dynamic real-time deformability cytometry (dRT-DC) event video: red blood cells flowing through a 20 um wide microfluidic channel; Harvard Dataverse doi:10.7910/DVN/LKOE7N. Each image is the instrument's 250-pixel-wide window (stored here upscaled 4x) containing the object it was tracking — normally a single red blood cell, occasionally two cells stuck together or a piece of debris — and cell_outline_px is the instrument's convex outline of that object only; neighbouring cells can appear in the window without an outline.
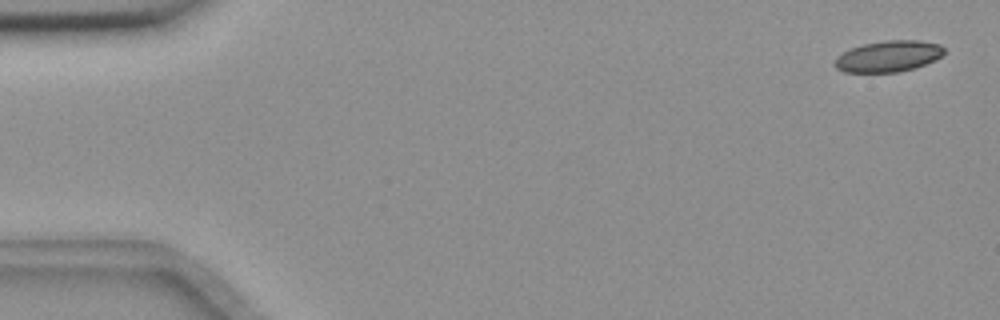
{"species": "common noctule bat (a hibernating species)", "species_latin": "Nyctalus noctula", "temperature_condition": "room temperature", "stored_images_in_passage": 55, "camera_frame_rate_fps": 3000, "um_per_image_px": 0.085, "animal": {"sex": "female", "body_mass_g": 18.4}, "frame": {"image": 1, "passage_image": 2, "time_ms": 0.333, "image_size_px": [1000, 320], "cell_outline_px": [[944, 52], [936, 60], [916, 68], [896, 72], [844, 72], [836, 68], [832, 64], [836, 56], [852, 48], [864, 44], [888, 40], [920, 40], [940, 44], [944, 48]], "centroid_in_image_um": [75.51, 4.79], "position_along_channel_um": 9.5, "area_um2": 19.94}}
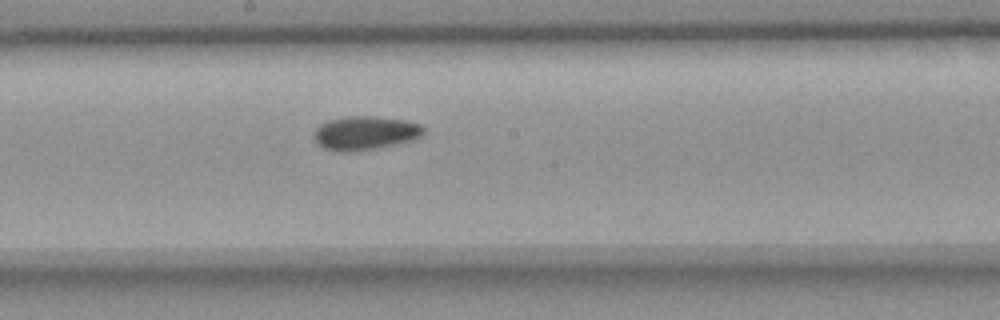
{"frame": {"image": 2, "passage_image": 30, "time_ms": 9.667, "image_size_px": [1000, 320], "cell_outline_px": [[424, 132], [416, 140], [376, 148], [348, 152], [340, 152], [324, 148], [316, 144], [312, 136], [312, 132], [320, 124], [328, 120], [344, 116], [376, 116], [404, 120], [420, 124], [424, 128]], "centroid_in_image_um": [30.99, 11.3], "position_along_channel_um": 217.2, "area_um2": 21.91}}
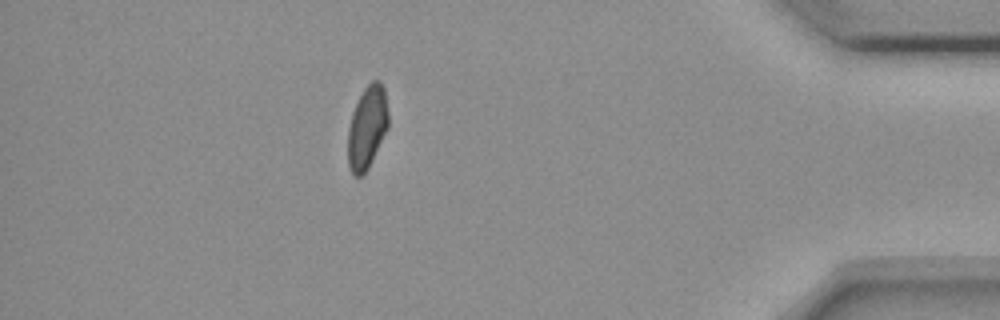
{"frame": {"image": 3, "passage_image": 49, "time_ms": 16.0, "image_size_px": [1000, 320], "cell_outline_px": [[388, 128], [368, 168], [360, 176], [352, 176], [348, 164], [348, 128], [352, 112], [364, 88], [372, 80], [380, 80], [384, 88], [388, 112]], "centroid_in_image_um": [31.2, 10.82], "position_along_channel_um": 404.0, "area_um2": 19.48}, "authors_computed_cell_mechanics": {"area_um2": 20.519, "velocity_mm_per_s": 3.6674, "shape_relaxation_time_tau1_ms": null, "shape_relaxation_time_tau2_ms": 5.853, "deformation_change_tau1": null, "deformation_change_tau2": 0.079}}